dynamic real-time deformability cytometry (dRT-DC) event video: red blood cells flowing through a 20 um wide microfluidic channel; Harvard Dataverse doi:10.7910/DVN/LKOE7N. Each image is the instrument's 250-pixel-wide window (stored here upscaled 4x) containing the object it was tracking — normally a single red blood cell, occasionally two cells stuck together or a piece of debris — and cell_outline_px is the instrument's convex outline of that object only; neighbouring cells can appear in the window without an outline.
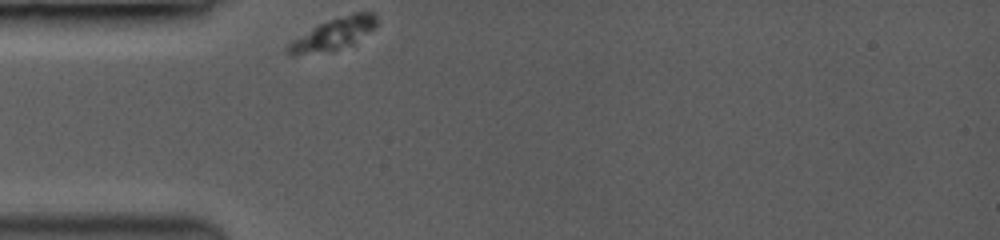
{"species": "common noctule bat (a hibernating species)", "species_latin": "Nyctalus noctula", "temperature_condition": "room temperature", "stored_images_in_passage": 37, "camera_frame_rate_fps": 3500, "um_per_image_px": 0.085, "animal": {"sex": "female", "body_mass_g": 19.0, "forearm_length_mm": 53.3}, "frame": {"image": 1, "passage_image": 1, "time_ms": 0.0, "image_size_px": [1000, 240], "cell_outline_px": [[376, 24], [372, 28], [352, 44], [332, 52], [284, 52], [284, 48], [292, 40], [320, 24], [356, 12], [372, 12], [376, 16]], "centroid_in_image_um": [28.36, 2.89], "position_along_channel_um": 56.6, "area_um2": 15.43}}
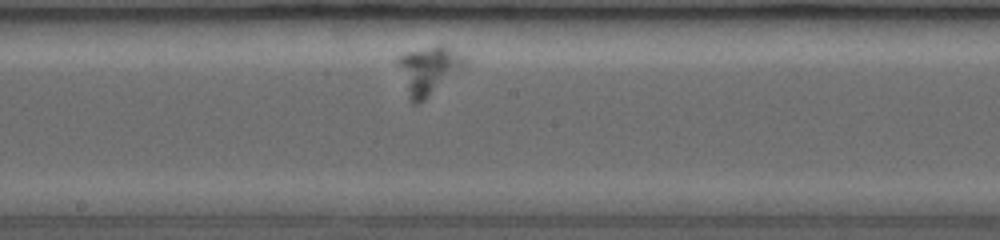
{"frame": {"image": 2, "passage_image": 17, "time_ms": 4.571, "image_size_px": [1000, 240], "cell_outline_px": [[464, 64], [460, 68], [420, 100], [412, 100], [396, 60], [404, 52], [440, 44], [448, 48], [460, 56], [464, 60]], "centroid_in_image_um": [36.35, 5.84], "position_along_channel_um": 211.8, "area_um2": 16.65}}
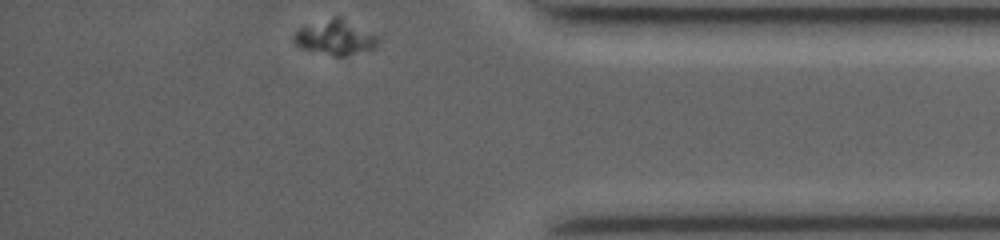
{"frame": {"image": 3, "passage_image": 37, "time_ms": 10.286, "image_size_px": [1000, 240], "cell_outline_px": [[376, 44], [372, 48], [344, 56], [332, 56], [300, 48], [292, 40], [292, 36], [300, 28], [336, 16], [376, 36]], "centroid_in_image_um": [28.39, 3.22], "position_along_channel_um": 406.8, "area_um2": 16.18}}